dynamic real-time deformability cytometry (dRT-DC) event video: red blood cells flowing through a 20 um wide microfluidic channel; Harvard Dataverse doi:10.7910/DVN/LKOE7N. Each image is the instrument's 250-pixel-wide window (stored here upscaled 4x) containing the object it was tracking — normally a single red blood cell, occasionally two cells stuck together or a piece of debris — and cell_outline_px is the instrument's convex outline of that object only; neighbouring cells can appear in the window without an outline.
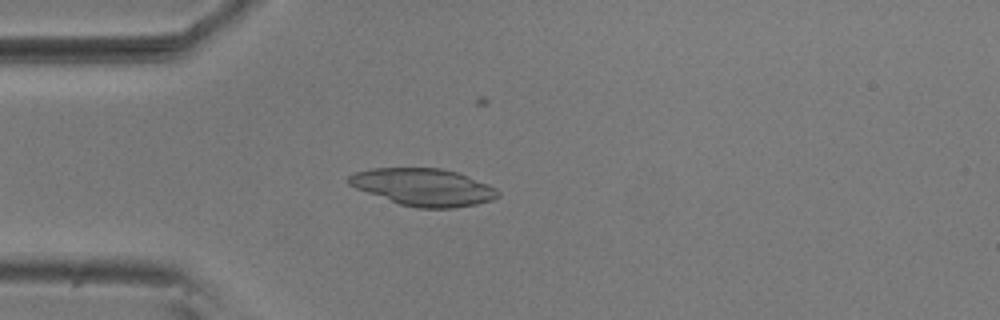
{"species": "common noctule bat (a hibernating species)", "species_latin": "Nyctalus noctula", "temperature_condition": "room temperature", "stored_images_in_passage": 19, "camera_frame_rate_fps": 3000, "um_per_image_px": 0.085, "animal": {"sex": "male", "body_mass_g": 20.5, "forearm_length_mm": 52.5}, "frame": {"image": 1, "passage_image": 13, "time_ms": 4.0, "image_size_px": [1000, 320], "cell_outline_px": [[500, 196], [492, 200], [476, 204], [452, 208], [416, 208], [400, 204], [356, 188], [348, 184], [348, 176], [352, 172], [372, 168], [440, 168], [456, 172], [468, 176], [488, 184], [496, 188], [500, 192]], "centroid_in_image_um": [35.99, 15.9], "position_along_channel_um": 49.0, "area_um2": 32.37}}
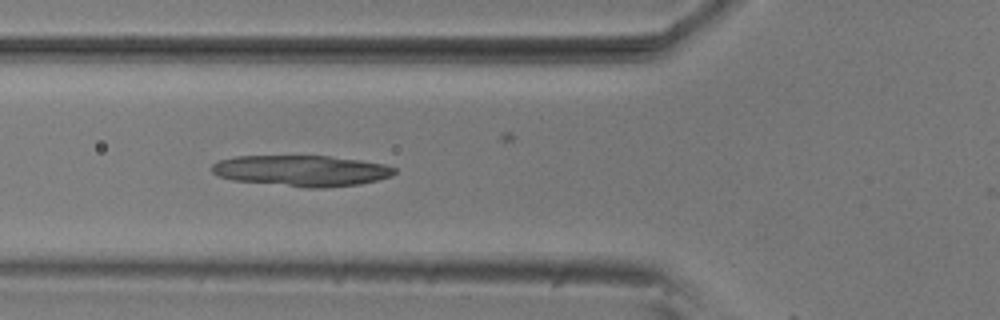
{"frame": {"image": 2, "passage_image": 18, "time_ms": 5.667, "image_size_px": [1000, 320], "cell_outline_px": [[396, 172], [392, 176], [360, 184], [324, 188], [308, 188], [232, 180], [220, 176], [212, 172], [212, 164], [220, 160], [236, 156], [328, 156], [360, 160], [384, 164], [396, 168]], "centroid_in_image_um": [25.65, 14.51], "position_along_channel_um": 100.2, "area_um2": 32.95}}